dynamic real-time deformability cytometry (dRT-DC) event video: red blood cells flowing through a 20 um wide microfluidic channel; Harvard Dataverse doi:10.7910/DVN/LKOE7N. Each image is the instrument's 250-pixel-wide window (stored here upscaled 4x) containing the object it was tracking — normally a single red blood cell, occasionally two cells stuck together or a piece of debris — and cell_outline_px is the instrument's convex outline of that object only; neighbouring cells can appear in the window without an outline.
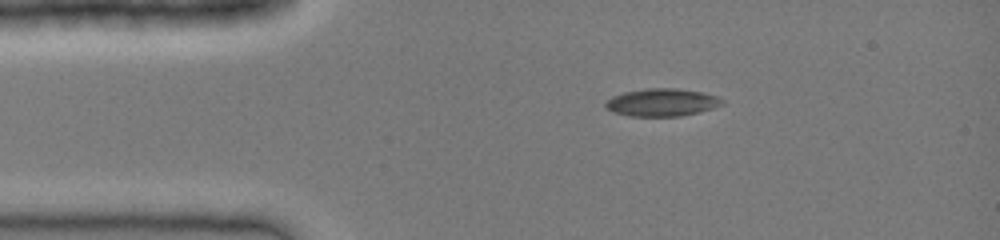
{"species": "common noctule bat (a hibernating species)", "species_latin": "Nyctalus noctula", "temperature_condition": "cold", "stored_images_in_passage": 34, "camera_frame_rate_fps": 3000, "um_per_image_px": 0.085, "animal": {"sex": "female", "body_mass_g": 19.0, "forearm_length_mm": 51.5}, "frame": {"image": 1, "passage_image": 1, "time_ms": 0.0, "image_size_px": [1000, 240], "cell_outline_px": [[724, 104], [712, 108], [680, 116], [628, 116], [612, 112], [604, 104], [612, 96], [624, 92], [644, 88], [676, 88], [704, 92], [716, 96], [724, 100]], "centroid_in_image_um": [56.26, 8.69], "position_along_channel_um": 28.7, "area_um2": 18.79}}
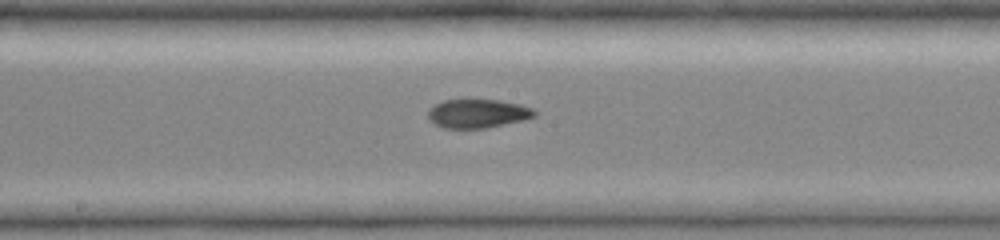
{"frame": {"image": 2, "passage_image": 15, "time_ms": 4.667, "image_size_px": [1000, 240], "cell_outline_px": [[536, 116], [524, 120], [484, 128], [444, 128], [428, 120], [428, 108], [444, 100], [464, 96], [500, 100], [520, 104], [532, 108], [536, 112]], "centroid_in_image_um": [40.57, 9.59], "position_along_channel_um": 207.6, "area_um2": 18.61}}
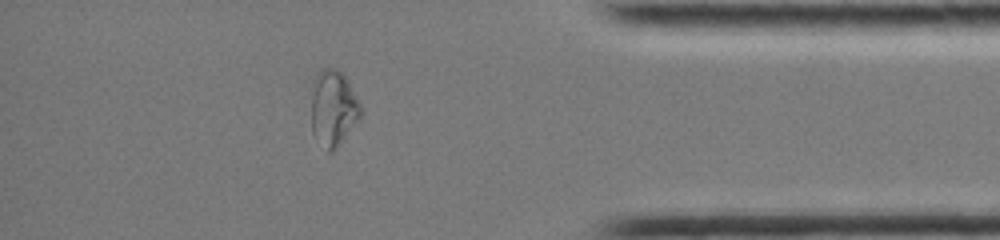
{"frame": {"image": 3, "passage_image": 29, "time_ms": 9.333, "image_size_px": [1000, 240], "cell_outline_px": [[364, 112], [360, 120], [336, 148], [332, 152], [328, 152], [312, 132], [312, 80], [316, 72], [320, 68], [336, 68], [344, 76], [360, 104]], "centroid_in_image_um": [28.33, 9.18], "position_along_channel_um": 406.9, "area_um2": 21.96}}